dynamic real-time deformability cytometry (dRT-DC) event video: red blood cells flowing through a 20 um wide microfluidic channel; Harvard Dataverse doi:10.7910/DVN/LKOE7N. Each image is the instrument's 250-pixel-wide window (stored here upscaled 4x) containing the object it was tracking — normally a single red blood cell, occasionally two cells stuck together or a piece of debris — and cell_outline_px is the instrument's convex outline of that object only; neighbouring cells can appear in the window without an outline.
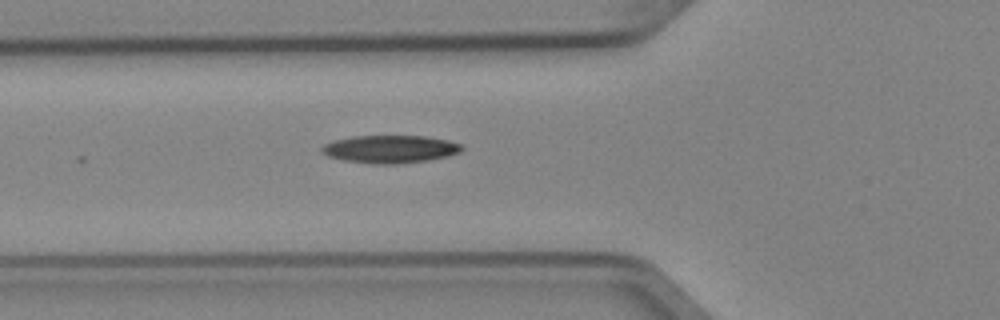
{"species": "Egyptian fruit bat (a non-hibernating species)", "species_latin": "Rousettus aegyptiacus", "temperature_condition": "cold", "stored_images_in_passage": 5, "camera_frame_rate_fps": 3000, "um_per_image_px": 0.085, "animal": {"sex": "female"}, "frame": {"image": 1, "passage_image": 5, "time_ms": 1.333, "image_size_px": [1000, 320], "cell_outline_px": [[464, 148], [460, 152], [448, 156], [428, 160], [396, 164], [368, 164], [344, 160], [328, 156], [320, 152], [320, 148], [324, 144], [336, 140], [352, 136], [424, 136], [448, 140], [464, 144]], "centroid_in_image_um": [33.17, 12.68], "position_along_channel_um": 92.6, "area_um2": 22.83}}